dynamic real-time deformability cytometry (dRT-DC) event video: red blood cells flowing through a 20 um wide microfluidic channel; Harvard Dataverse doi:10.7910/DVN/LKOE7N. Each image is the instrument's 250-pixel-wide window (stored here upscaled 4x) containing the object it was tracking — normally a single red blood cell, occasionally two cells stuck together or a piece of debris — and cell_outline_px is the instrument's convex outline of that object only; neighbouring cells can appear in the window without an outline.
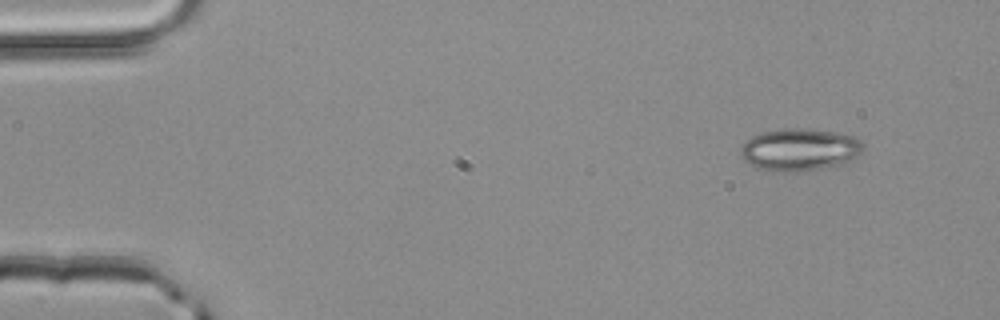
{"species": "common noctule bat (a hibernating species)", "species_latin": "Nyctalus noctula", "temperature_condition": "room temperature", "stored_images_in_passage": 3, "camera_frame_rate_fps": 3000, "um_per_image_px": 0.085, "animal": {"sex": "male", "body_mass_g": 20.4}, "frame": {"image": 1, "passage_image": 1, "time_ms": 0.0, "image_size_px": [1000, 320], "cell_outline_px": [[864, 144], [860, 152], [852, 160], [844, 164], [796, 172], [788, 172], [760, 168], [748, 164], [744, 160], [740, 152], [740, 148], [752, 136], [760, 132], [784, 128], [804, 128], [832, 132], [852, 136], [860, 140]], "centroid_in_image_um": [67.96, 12.71], "position_along_channel_um": 17.0, "area_um2": 30.0}}